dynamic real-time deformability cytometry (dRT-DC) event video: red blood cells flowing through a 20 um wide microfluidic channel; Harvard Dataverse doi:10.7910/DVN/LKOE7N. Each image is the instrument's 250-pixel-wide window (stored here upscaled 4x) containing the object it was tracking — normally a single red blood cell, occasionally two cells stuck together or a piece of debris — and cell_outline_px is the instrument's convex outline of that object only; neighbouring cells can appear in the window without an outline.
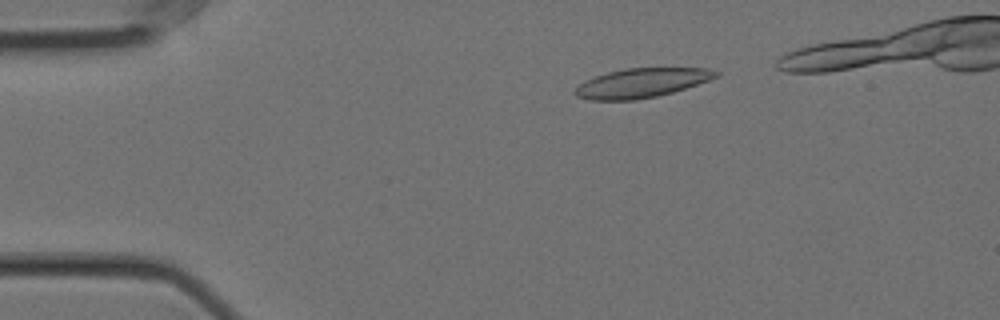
{"species": "Egyptian fruit bat (a non-hibernating species)", "species_latin": "Rousettus aegyptiacus", "temperature_condition": "cold", "stored_images_in_passage": 45, "camera_frame_rate_fps": 3000, "um_per_image_px": 0.085, "animal": {"sex": "female"}, "frame": {"image": 1, "passage_image": 6, "time_ms": 1.667, "image_size_px": [1000, 320], "cell_outline_px": [[720, 76], [672, 92], [656, 96], [636, 100], [592, 100], [576, 96], [572, 92], [580, 84], [596, 76], [608, 72], [624, 68], [708, 68], [720, 72]], "centroid_in_image_um": [54.54, 7.05], "position_along_channel_um": 30.5, "area_um2": 23.81}}
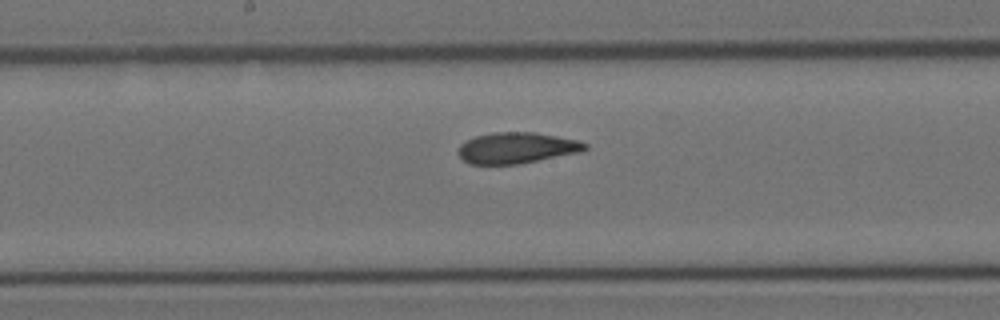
{"frame": {"image": 2, "passage_image": 25, "time_ms": 8.0, "image_size_px": [1000, 320], "cell_outline_px": [[588, 148], [580, 152], [520, 164], [468, 164], [456, 152], [460, 144], [476, 136], [492, 132], [536, 132], [576, 140], [588, 144]], "centroid_in_image_um": [43.9, 12.57], "position_along_channel_um": 204.3, "area_um2": 22.95}}
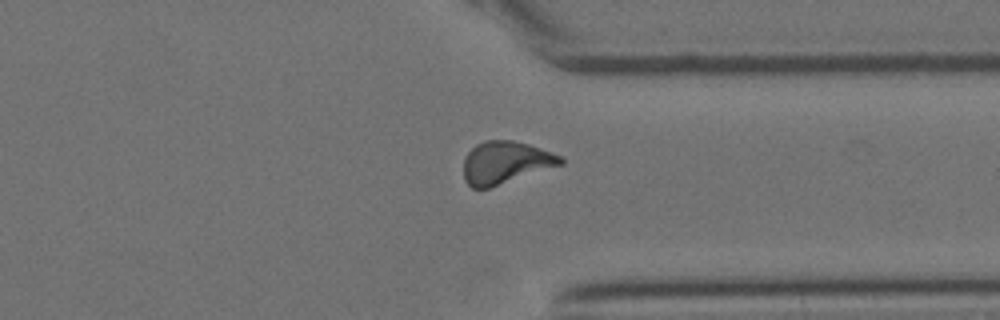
{"frame": {"image": 3, "passage_image": 39, "time_ms": 12.667, "image_size_px": [1000, 320], "cell_outline_px": [[564, 164], [488, 188], [472, 188], [464, 180], [464, 156], [476, 144], [484, 140], [512, 140], [528, 144], [552, 152], [560, 156], [564, 160]], "centroid_in_image_um": [42.95, 13.81], "position_along_channel_um": 368.4, "area_um2": 23.93}}